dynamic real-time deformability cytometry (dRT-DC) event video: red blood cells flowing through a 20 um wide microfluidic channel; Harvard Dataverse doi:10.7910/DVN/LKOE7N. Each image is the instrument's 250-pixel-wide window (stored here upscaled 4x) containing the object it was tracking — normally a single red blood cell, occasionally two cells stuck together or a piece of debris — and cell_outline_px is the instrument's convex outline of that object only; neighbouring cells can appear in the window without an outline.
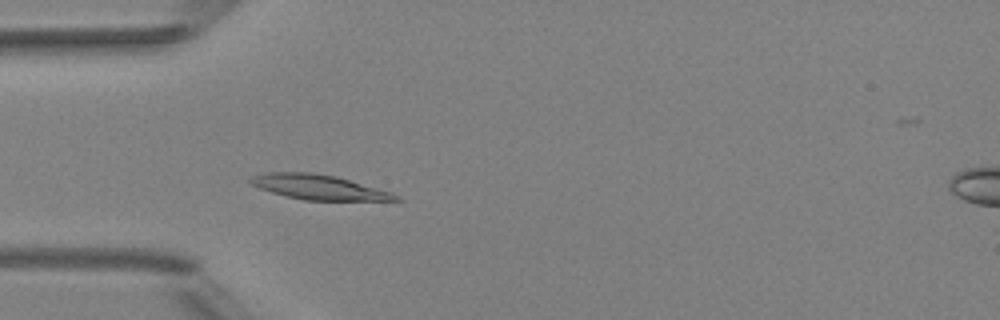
{"species": "Egyptian fruit bat (a non-hibernating species)", "species_latin": "Rousettus aegyptiacus", "temperature_condition": "room temperature", "stored_images_in_passage": 3, "segment_of_instrument_passage": [1, 2], "camera_frame_rate_fps": 3000, "um_per_image_px": 0.085, "animal": {"sex": "female"}, "frame": {"image": 1, "passage_image": 2, "time_ms": 1.0, "image_size_px": [1000, 320], "cell_outline_px": [[404, 200], [304, 200], [272, 192], [260, 188], [252, 184], [248, 180], [252, 176], [264, 172], [312, 172], [336, 176], [392, 192], [400, 196]], "centroid_in_image_um": [27.11, 15.9], "position_along_channel_um": 57.9, "area_um2": 20.87}}